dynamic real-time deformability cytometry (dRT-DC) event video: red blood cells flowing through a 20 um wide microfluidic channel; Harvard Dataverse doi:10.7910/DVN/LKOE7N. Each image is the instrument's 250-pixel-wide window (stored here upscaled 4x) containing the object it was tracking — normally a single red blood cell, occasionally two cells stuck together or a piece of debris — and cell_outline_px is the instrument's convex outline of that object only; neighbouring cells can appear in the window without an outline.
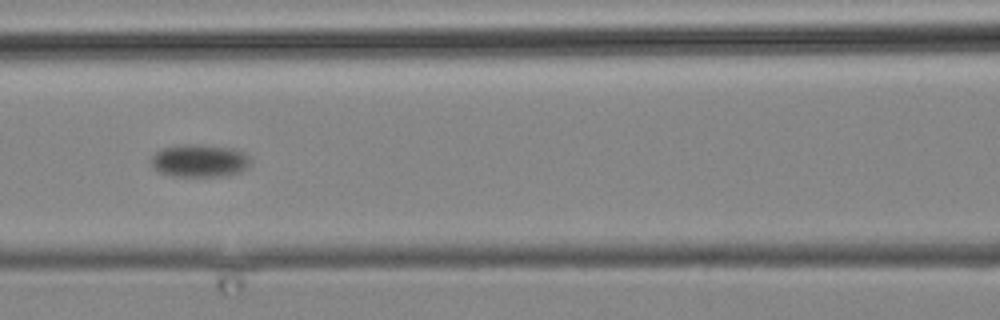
{"species": "common noctule bat (a hibernating species)", "species_latin": "Nyctalus noctula", "temperature_condition": "cold", "stored_images_in_passage": 25, "camera_frame_rate_fps": 3000, "um_per_image_px": 0.085, "animal": {"sex": "male", "body_mass_g": 19.2, "forearm_length_mm": 51.8}, "frame": {"image": 1, "passage_image": 15, "time_ms": 17.333, "image_size_px": [1000, 320], "cell_outline_px": [[252, 160], [248, 168], [240, 172], [224, 176], [172, 176], [160, 172], [152, 164], [152, 156], [156, 152], [164, 148], [180, 144], [200, 144], [232, 148], [244, 152]], "centroid_in_image_um": [17.01, 13.65], "position_along_channel_um": 149.6, "area_um2": 19.02}}
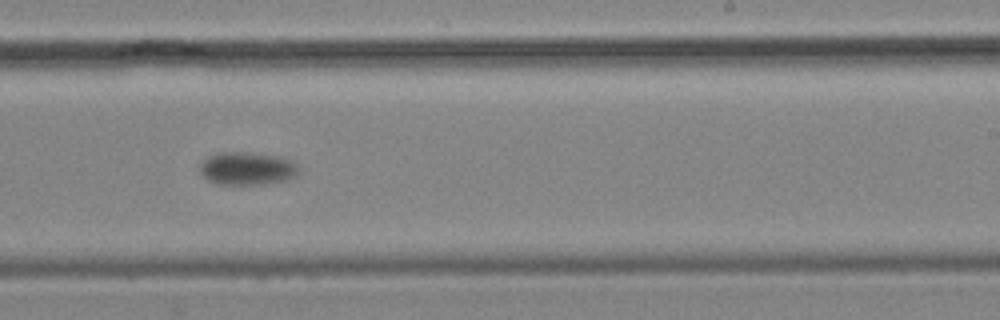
{"frame": {"image": 2, "passage_image": 18, "time_ms": 21.667, "image_size_px": [1000, 320], "cell_outline_px": [[296, 172], [292, 176], [284, 180], [264, 184], [216, 184], [208, 180], [200, 172], [200, 164], [208, 156], [220, 152], [244, 152], [276, 156], [292, 160], [296, 164]], "centroid_in_image_um": [20.94, 14.32], "position_along_channel_um": 268.1, "area_um2": 18.61}}
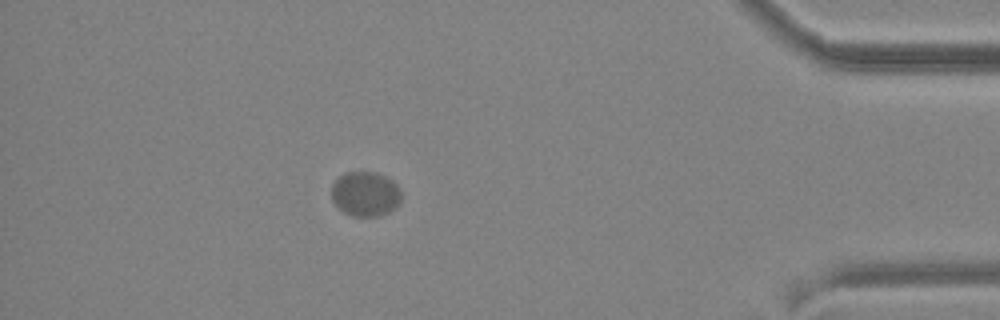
{"frame": {"image": 3, "passage_image": 24, "time_ms": 28.333, "image_size_px": [1000, 320], "cell_outline_px": [[400, 200], [396, 208], [380, 216], [352, 216], [344, 212], [332, 200], [332, 184], [344, 172], [376, 172], [392, 180], [400, 188]], "centroid_in_image_um": [31.06, 16.48], "position_along_channel_um": 404.1, "area_um2": 18.15}}